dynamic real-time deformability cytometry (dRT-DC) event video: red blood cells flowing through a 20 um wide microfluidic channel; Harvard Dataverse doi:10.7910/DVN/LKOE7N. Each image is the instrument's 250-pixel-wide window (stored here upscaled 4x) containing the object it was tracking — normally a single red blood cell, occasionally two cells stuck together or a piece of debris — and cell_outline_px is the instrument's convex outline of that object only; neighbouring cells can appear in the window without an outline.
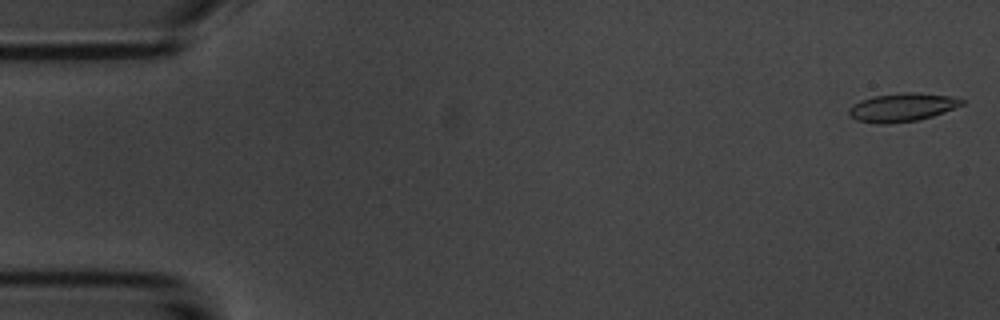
{"species": "common noctule bat (a hibernating species)", "species_latin": "Nyctalus noctula", "temperature_condition": "room temperature", "stored_images_in_passage": 4, "camera_frame_rate_fps": 3000, "um_per_image_px": 0.085, "animal": {"sex": "male", "body_mass_g": 20.1, "forearm_length_mm": 53.5}, "frame": {"image": 1, "passage_image": 1, "time_ms": 0.0, "image_size_px": [1000, 320], "cell_outline_px": [[964, 104], [944, 112], [932, 116], [916, 120], [888, 124], [876, 124], [856, 120], [848, 112], [848, 108], [852, 104], [860, 100], [872, 96], [904, 92], [916, 92], [952, 96], [964, 100]], "centroid_in_image_um": [76.66, 9.12], "position_along_channel_um": 8.3, "area_um2": 18.79}}
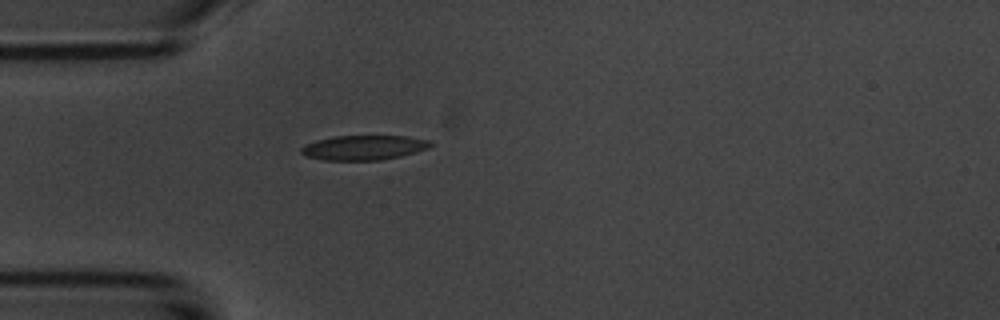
{"frame": {"image": 2, "passage_image": 4, "time_ms": 4.667, "image_size_px": [1000, 320], "cell_outline_px": [[432, 144], [428, 148], [416, 152], [400, 156], [380, 160], [324, 160], [304, 156], [300, 152], [300, 148], [304, 144], [316, 140], [336, 136], [408, 136], [432, 140]], "centroid_in_image_um": [30.91, 12.54], "position_along_channel_um": 54.1, "area_um2": 18.73}}